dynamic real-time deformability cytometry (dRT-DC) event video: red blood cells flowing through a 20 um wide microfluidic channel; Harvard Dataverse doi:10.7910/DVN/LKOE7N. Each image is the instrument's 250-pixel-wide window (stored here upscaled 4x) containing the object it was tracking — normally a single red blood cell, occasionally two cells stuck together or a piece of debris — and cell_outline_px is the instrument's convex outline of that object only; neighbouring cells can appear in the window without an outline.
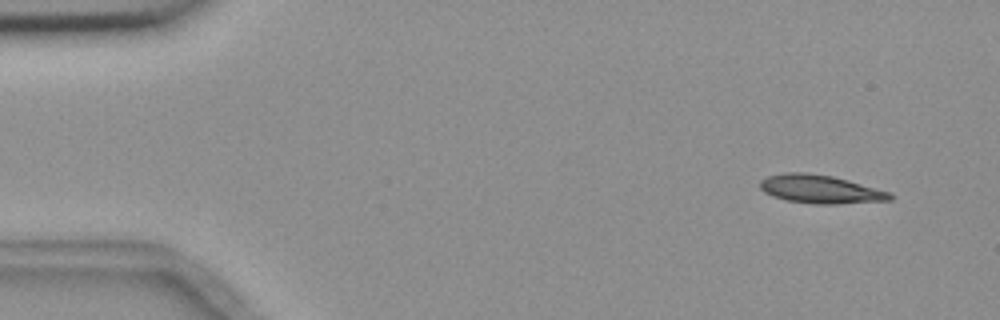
{"species": "common noctule bat (a hibernating species)", "species_latin": "Nyctalus noctula", "temperature_condition": "room temperature", "stored_images_in_passage": 5, "segment_of_instrument_passage": [1, 2], "camera_frame_rate_fps": 3000, "um_per_image_px": 0.085, "animal": {"sex": "female", "body_mass_g": 18.4}, "frame": {"image": 1, "passage_image": 1, "time_ms": 0.0, "image_size_px": [1000, 320], "cell_outline_px": [[896, 196], [892, 200], [836, 204], [816, 204], [788, 200], [772, 196], [764, 192], [760, 188], [760, 180], [768, 176], [784, 172], [804, 172], [832, 176], [848, 180], [892, 192]], "centroid_in_image_um": [69.77, 16.08], "position_along_channel_um": 15.2, "area_um2": 21.62}}